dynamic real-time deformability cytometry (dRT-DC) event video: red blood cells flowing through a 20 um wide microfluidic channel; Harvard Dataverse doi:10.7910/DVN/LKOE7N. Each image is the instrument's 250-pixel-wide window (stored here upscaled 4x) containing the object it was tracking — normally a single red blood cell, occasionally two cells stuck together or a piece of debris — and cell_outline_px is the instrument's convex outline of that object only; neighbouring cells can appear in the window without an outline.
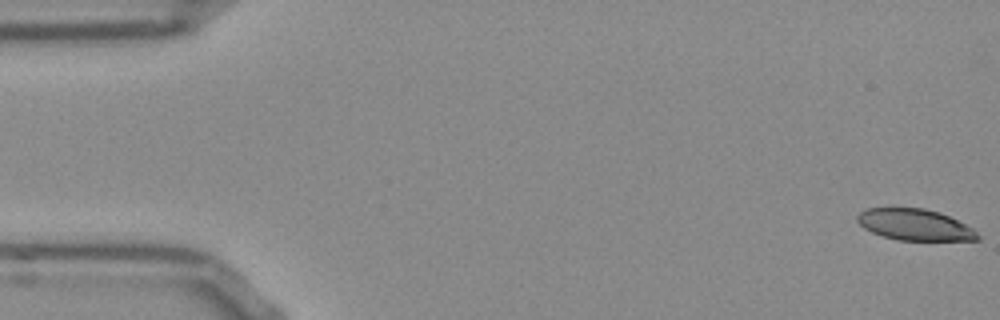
{"species": "Egyptian fruit bat (a non-hibernating species)", "species_latin": "Rousettus aegyptiacus", "temperature_condition": "room temperature", "stored_images_in_passage": 10, "camera_frame_rate_fps": 3000, "um_per_image_px": 0.085, "frame": {"image": 1, "passage_image": 1, "time_ms": 0.0, "image_size_px": [1000, 320], "cell_outline_px": [[980, 240], [896, 240], [872, 232], [864, 228], [856, 220], [856, 216], [860, 212], [868, 208], [924, 208], [940, 212], [972, 228], [980, 236]], "centroid_in_image_um": [77.74, 19.1], "position_along_channel_um": 7.3, "area_um2": 21.79}}